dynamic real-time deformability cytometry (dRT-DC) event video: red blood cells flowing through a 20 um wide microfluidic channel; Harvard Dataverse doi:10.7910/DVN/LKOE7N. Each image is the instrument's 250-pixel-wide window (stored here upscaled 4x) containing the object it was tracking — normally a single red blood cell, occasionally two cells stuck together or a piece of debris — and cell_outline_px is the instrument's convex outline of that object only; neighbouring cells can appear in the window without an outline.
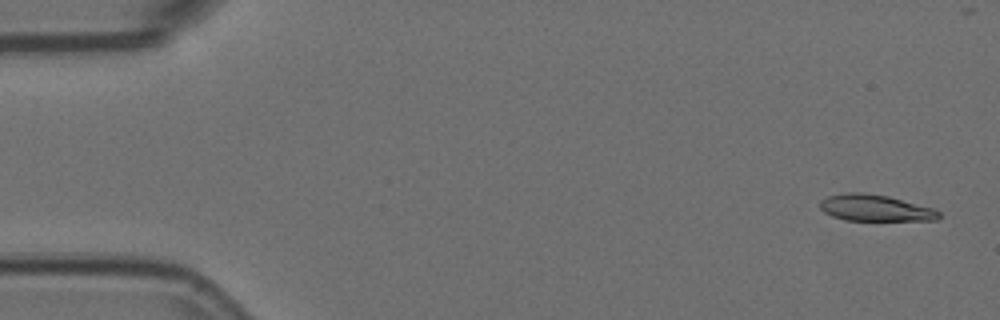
{"species": "Egyptian fruit bat (a non-hibernating species)", "species_latin": "Rousettus aegyptiacus", "temperature_condition": "room temperature", "stored_images_in_passage": 4, "camera_frame_rate_fps": 3000, "um_per_image_px": 0.085, "animal": {"sex": "female"}, "frame": {"image": 1, "passage_image": 1, "time_ms": 0.0, "image_size_px": [1000, 320], "cell_outline_px": [[940, 216], [936, 220], [844, 220], [832, 216], [824, 212], [820, 208], [820, 200], [828, 196], [844, 192], [864, 192], [888, 196], [936, 208], [940, 212]], "centroid_in_image_um": [74.39, 17.66], "position_along_channel_um": 10.6, "area_um2": 18.5}}
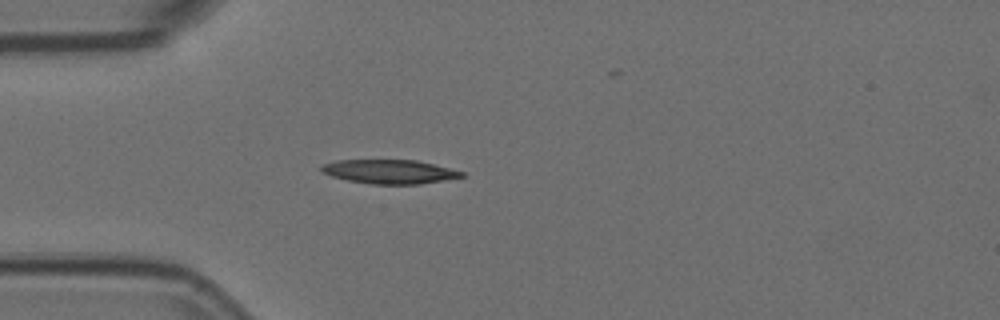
{"frame": {"image": 2, "passage_image": 4, "time_ms": 1.0, "image_size_px": [1000, 320], "cell_outline_px": [[464, 176], [420, 184], [372, 184], [348, 180], [332, 176], [320, 172], [320, 168], [324, 164], [336, 160], [416, 160], [464, 172]], "centroid_in_image_um": [33.06, 14.59], "position_along_channel_um": 51.9, "area_um2": 19.36}}